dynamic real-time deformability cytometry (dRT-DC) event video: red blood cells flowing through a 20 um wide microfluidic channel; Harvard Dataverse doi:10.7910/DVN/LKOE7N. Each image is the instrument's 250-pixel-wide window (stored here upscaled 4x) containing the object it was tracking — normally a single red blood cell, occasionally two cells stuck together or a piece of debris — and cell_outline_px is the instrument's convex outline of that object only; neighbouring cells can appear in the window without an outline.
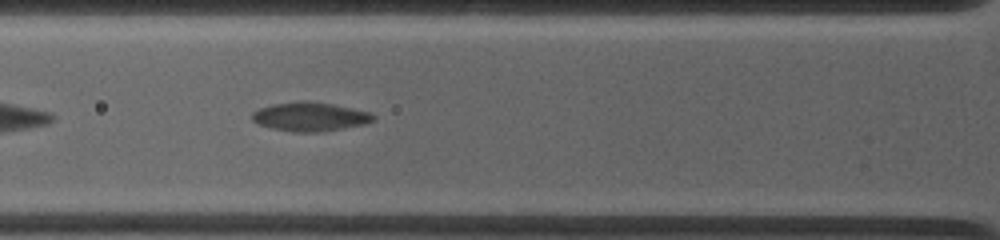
{"species": "common noctule bat (a hibernating species)", "species_latin": "Nyctalus noctula", "temperature_condition": "warm", "stored_images_in_passage": 5, "segment_of_instrument_passage": [1, 2], "camera_frame_rate_fps": 4500, "um_per_image_px": 0.085, "animal": {"sex": "female", "body_mass_g": 19.0, "forearm_length_mm": 53.3}, "frame": {"image": 1, "passage_image": 4, "time_ms": 2.889, "image_size_px": [1000, 240], "cell_outline_px": [[376, 120], [364, 124], [320, 132], [292, 132], [272, 128], [260, 124], [252, 120], [252, 112], [260, 108], [272, 104], [300, 100], [308, 100], [332, 104], [352, 108], [368, 112], [376, 116]], "centroid_in_image_um": [26.35, 9.91], "position_along_channel_um": 99.5, "area_um2": 20.46}}